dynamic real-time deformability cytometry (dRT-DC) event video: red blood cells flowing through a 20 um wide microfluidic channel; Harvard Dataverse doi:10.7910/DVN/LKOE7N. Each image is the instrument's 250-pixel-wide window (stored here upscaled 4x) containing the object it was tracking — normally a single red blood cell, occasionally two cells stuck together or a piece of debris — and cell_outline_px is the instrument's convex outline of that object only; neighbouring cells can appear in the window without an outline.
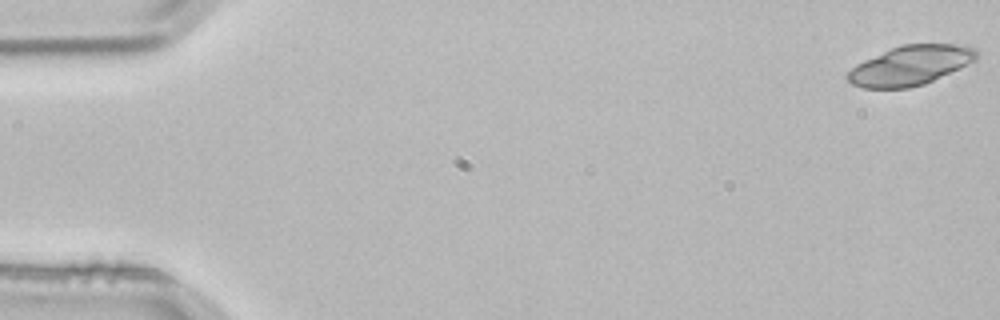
{"species": "common noctule bat (a hibernating species)", "species_latin": "Nyctalus noctula", "temperature_condition": "room temperature", "stored_images_in_passage": 3, "camera_frame_rate_fps": 3000, "um_per_image_px": 0.085, "animal": {"sex": "male", "body_mass_g": 21.5, "forearm_length_mm": 52.0}, "frame": {"image": 1, "passage_image": 1, "time_ms": 0.0, "image_size_px": [1000, 320], "cell_outline_px": [[976, 60], [960, 68], [924, 84], [908, 88], [864, 88], [852, 84], [844, 76], [856, 64], [864, 60], [900, 44], [968, 44], [976, 48]], "centroid_in_image_um": [77.39, 5.55], "position_along_channel_um": 7.6, "area_um2": 29.71}}